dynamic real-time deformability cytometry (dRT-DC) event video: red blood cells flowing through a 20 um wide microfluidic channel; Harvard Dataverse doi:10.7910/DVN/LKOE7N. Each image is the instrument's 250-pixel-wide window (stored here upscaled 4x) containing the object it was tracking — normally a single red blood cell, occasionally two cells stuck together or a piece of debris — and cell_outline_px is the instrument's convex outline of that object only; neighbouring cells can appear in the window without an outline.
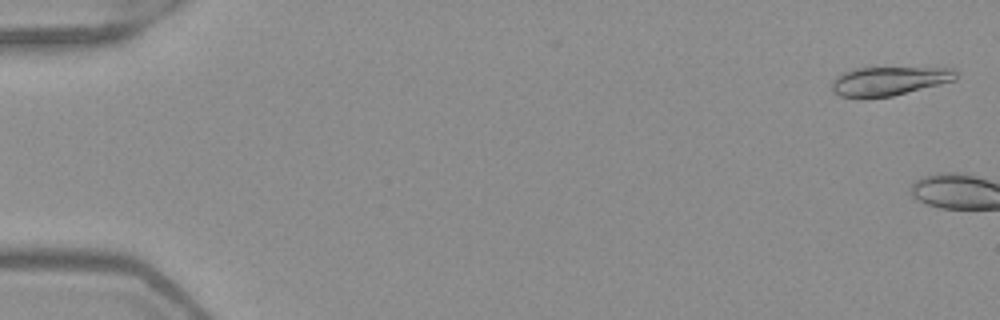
{"species": "Egyptian fruit bat (a non-hibernating species)", "species_latin": "Rousettus aegyptiacus", "temperature_condition": "warm", "stored_images_in_passage": 5, "camera_frame_rate_fps": 3000, "um_per_image_px": 0.085, "frame": {"image": 1, "passage_image": 2, "time_ms": 0.333, "image_size_px": [1000, 320], "cell_outline_px": [[960, 72], [956, 80], [892, 96], [864, 100], [840, 96], [832, 92], [832, 80], [840, 72], [856, 68], [952, 68]], "centroid_in_image_um": [75.52, 6.91], "position_along_channel_um": 9.5, "area_um2": 21.44}}